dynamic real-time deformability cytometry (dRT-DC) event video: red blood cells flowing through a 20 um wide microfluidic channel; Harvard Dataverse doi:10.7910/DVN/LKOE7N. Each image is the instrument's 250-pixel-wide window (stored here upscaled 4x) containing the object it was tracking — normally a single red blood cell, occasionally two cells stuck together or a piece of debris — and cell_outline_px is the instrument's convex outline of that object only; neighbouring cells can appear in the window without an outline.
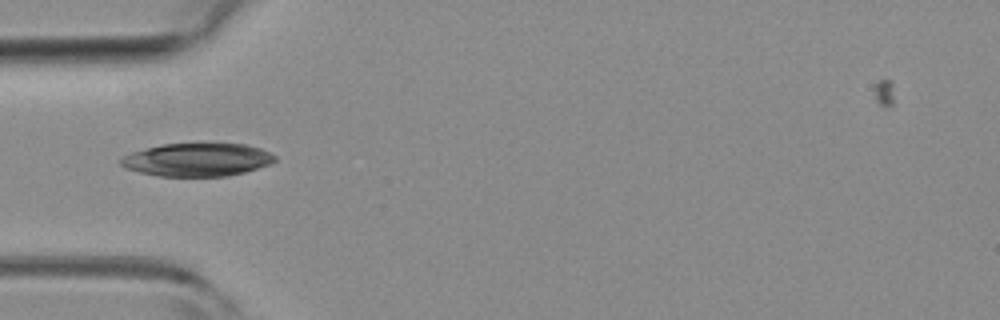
{"species": "common noctule bat (a hibernating species)", "species_latin": "Nyctalus noctula", "temperature_condition": "room temperature", "stored_images_in_passage": 1, "camera_frame_rate_fps": 3000, "um_per_image_px": 0.085, "animal": {"sex": "female", "body_mass_g": 19.3, "forearm_length_mm": 54.1}, "frame": {"image": 1, "passage_image": 1, "time_ms": 0.0, "image_size_px": [1000, 320], "cell_outline_px": [[276, 160], [272, 164], [244, 172], [228, 176], [156, 176], [124, 168], [120, 164], [120, 160], [124, 156], [132, 152], [160, 144], [244, 144], [260, 148], [276, 156]], "centroid_in_image_um": [16.77, 13.58], "position_along_channel_um": 68.2, "area_um2": 29.65}}